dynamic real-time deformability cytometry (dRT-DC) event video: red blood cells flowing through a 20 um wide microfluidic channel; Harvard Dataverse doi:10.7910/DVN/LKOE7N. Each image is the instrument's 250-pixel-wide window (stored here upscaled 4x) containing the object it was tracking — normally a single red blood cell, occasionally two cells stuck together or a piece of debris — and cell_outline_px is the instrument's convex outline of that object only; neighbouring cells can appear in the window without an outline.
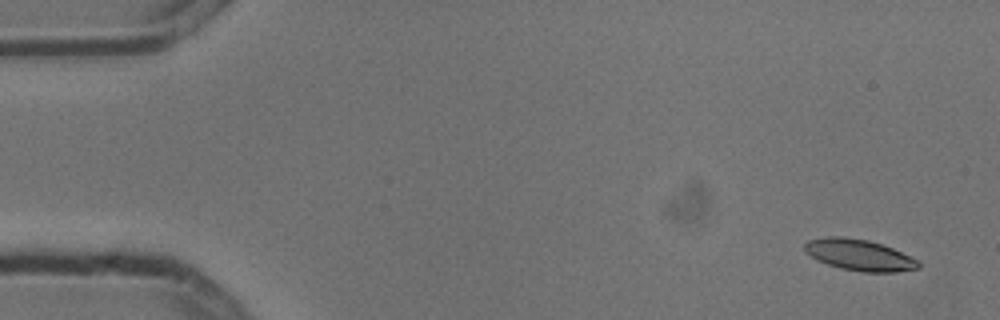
{"species": "common noctule bat (a hibernating species)", "species_latin": "Nyctalus noctula", "temperature_condition": "cold", "stored_images_in_passage": 4, "camera_frame_rate_fps": 3000, "um_per_image_px": 0.085, "animal": {"sex": "male", "body_mass_g": 13.3}, "frame": {"image": 1, "passage_image": 1, "time_ms": 0.0, "image_size_px": [1000, 320], "cell_outline_px": [[920, 268], [896, 272], [860, 272], [840, 268], [816, 260], [804, 252], [804, 244], [808, 240], [824, 236], [844, 236], [868, 240], [892, 248], [920, 260]], "centroid_in_image_um": [73.02, 21.67], "position_along_channel_um": 12.0, "area_um2": 20.98}}